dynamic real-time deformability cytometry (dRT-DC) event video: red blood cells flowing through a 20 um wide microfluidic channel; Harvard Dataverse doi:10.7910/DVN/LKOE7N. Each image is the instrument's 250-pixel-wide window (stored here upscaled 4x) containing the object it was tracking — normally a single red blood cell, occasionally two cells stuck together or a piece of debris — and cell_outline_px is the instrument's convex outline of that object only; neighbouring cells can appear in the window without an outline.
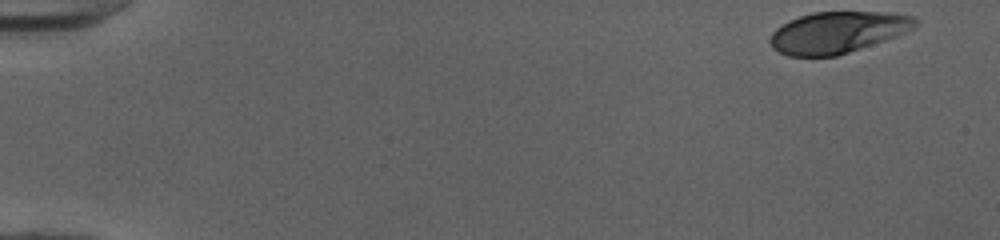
{"species": "human", "species_latin": "Homo sapiens", "temperature_condition": "cold", "stored_images_in_passage": 49, "camera_frame_rate_fps": 3000, "um_per_image_px": 0.085, "donor": {"sex": "female"}, "frame": {"image": 1, "passage_image": 1, "time_ms": 0.0, "image_size_px": [1000, 240], "cell_outline_px": [[920, 24], [896, 36], [836, 56], [788, 56], [772, 48], [768, 40], [772, 32], [776, 28], [788, 20], [812, 12], [892, 12], [912, 16], [920, 20]], "centroid_in_image_um": [71.18, 2.73], "position_along_channel_um": 13.8, "area_um2": 35.08}}
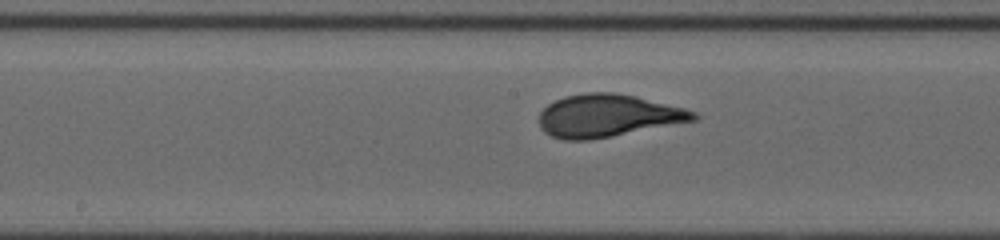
{"frame": {"image": 2, "passage_image": 26, "time_ms": 8.333, "image_size_px": [1000, 240], "cell_outline_px": [[700, 116], [696, 120], [612, 136], [588, 140], [564, 140], [552, 136], [544, 132], [540, 128], [540, 112], [548, 104], [564, 96], [588, 92], [616, 92], [636, 96], [684, 108], [696, 112]], "centroid_in_image_um": [51.65, 9.83], "position_along_channel_um": 196.5, "area_um2": 38.26}}
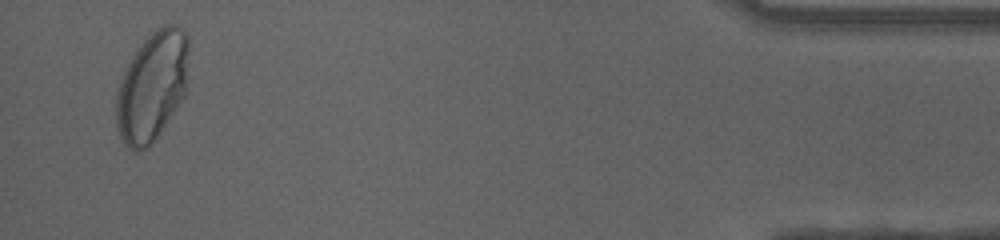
{"frame": {"image": 3, "passage_image": 48, "time_ms": 15.667, "image_size_px": [1000, 240], "cell_outline_px": [[188, 92], [156, 140], [152, 144], [140, 152], [132, 152], [124, 144], [116, 128], [116, 92], [120, 80], [136, 48], [156, 28], [164, 24], [176, 24], [184, 28], [188, 32]], "centroid_in_image_um": [12.96, 7.36], "position_along_channel_um": 422.2, "area_um2": 47.63}, "authors_computed_cell_mechanics": {"area_um2": 37.281, "velocity_mm_per_s": 4.0186, "shape_relaxation_time_tau1_ms": 3.7372, "shape_relaxation_time_tau2_ms": null, "deformation_change_tau1": 0.189, "deformation_change_tau2": null}}